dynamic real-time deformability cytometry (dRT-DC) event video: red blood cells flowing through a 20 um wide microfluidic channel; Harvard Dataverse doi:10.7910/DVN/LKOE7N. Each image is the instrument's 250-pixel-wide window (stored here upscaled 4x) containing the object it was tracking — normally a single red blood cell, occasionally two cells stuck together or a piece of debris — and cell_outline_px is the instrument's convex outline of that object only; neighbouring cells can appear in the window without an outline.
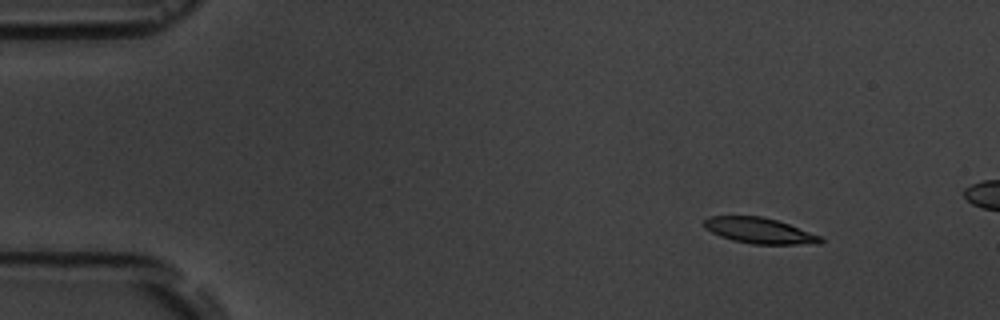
{"species": "common noctule bat (a hibernating species)", "species_latin": "Nyctalus noctula", "temperature_condition": "room temperature", "stored_images_in_passage": 4, "camera_frame_rate_fps": 3000, "um_per_image_px": 0.085, "animal": {"sex": "male", "body_mass_g": 19.5, "forearm_length_mm": 54.6}, "frame": {"image": 1, "passage_image": 1, "time_ms": 0.0, "image_size_px": [1000, 320], "cell_outline_px": [[824, 240], [820, 244], [752, 244], [732, 240], [720, 236], [704, 228], [704, 220], [708, 216], [760, 216], [776, 220], [824, 236]], "centroid_in_image_um": [64.59, 19.61], "position_along_channel_um": 20.4, "area_um2": 17.57}}